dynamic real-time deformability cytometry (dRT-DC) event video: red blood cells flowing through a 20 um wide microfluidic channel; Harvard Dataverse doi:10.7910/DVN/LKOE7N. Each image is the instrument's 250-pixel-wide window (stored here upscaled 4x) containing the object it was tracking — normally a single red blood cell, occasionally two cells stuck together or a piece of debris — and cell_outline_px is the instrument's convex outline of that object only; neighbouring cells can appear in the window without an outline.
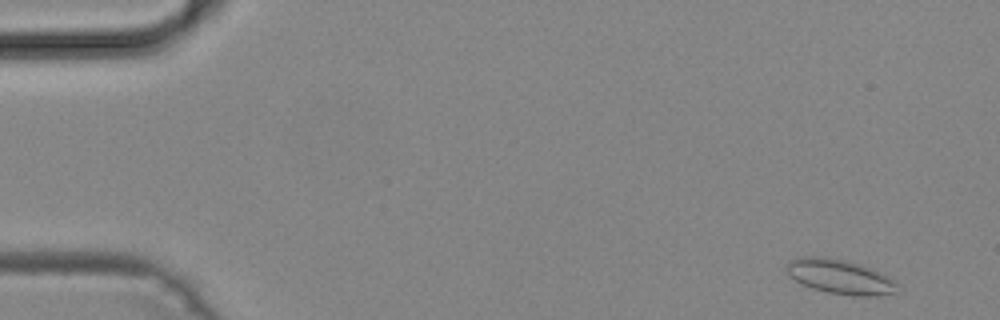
{"species": "common noctule bat (a hibernating species)", "species_latin": "Nyctalus noctula", "temperature_condition": "cold", "stored_images_in_passage": 50, "camera_frame_rate_fps": 3000, "um_per_image_px": 0.085, "animal": {"sex": "male", "body_mass_g": 19.2, "forearm_length_mm": 51.8}, "frame": {"image": 1, "passage_image": 3, "time_ms": 0.667, "image_size_px": [1000, 320], "cell_outline_px": [[900, 284], [892, 292], [876, 296], [852, 296], [828, 292], [812, 288], [800, 284], [788, 276], [784, 268], [792, 260], [800, 256], [824, 256], [848, 260], [860, 264], [888, 276]], "centroid_in_image_um": [71.34, 23.51], "position_along_channel_um": 13.7, "area_um2": 22.48}}
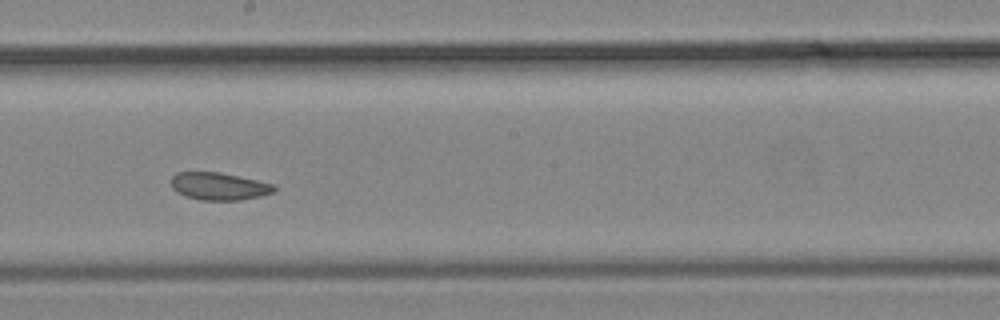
{"frame": {"image": 2, "passage_image": 28, "time_ms": 9.0, "image_size_px": [1000, 320], "cell_outline_px": [[276, 188], [272, 192], [260, 196], [240, 200], [200, 200], [176, 192], [172, 188], [172, 176], [176, 172], [220, 172], [256, 180], [272, 184]], "centroid_in_image_um": [18.58, 15.83], "position_along_channel_um": 229.6, "area_um2": 16.3}}
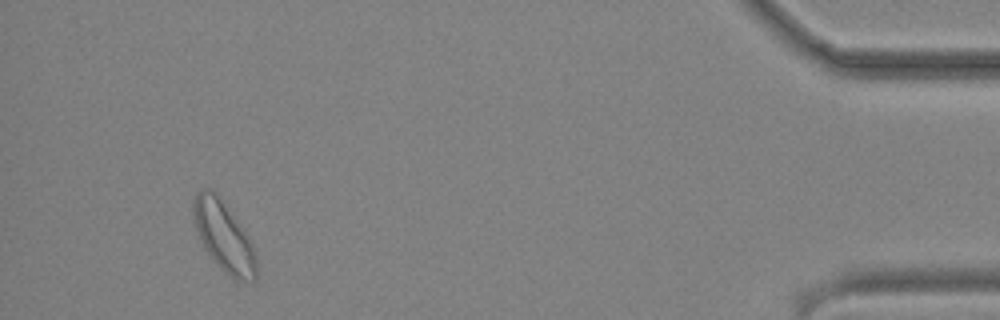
{"frame": {"image": 3, "passage_image": 47, "time_ms": 15.333, "image_size_px": [1000, 320], "cell_outline_px": [[256, 280], [236, 280], [228, 276], [212, 260], [204, 248], [200, 240], [196, 228], [192, 212], [192, 204], [196, 192], [204, 188], [208, 188], [216, 192], [240, 224], [252, 244], [256, 252]], "centroid_in_image_um": [19.0, 20.09], "position_along_channel_um": 416.2, "area_um2": 25.72}}